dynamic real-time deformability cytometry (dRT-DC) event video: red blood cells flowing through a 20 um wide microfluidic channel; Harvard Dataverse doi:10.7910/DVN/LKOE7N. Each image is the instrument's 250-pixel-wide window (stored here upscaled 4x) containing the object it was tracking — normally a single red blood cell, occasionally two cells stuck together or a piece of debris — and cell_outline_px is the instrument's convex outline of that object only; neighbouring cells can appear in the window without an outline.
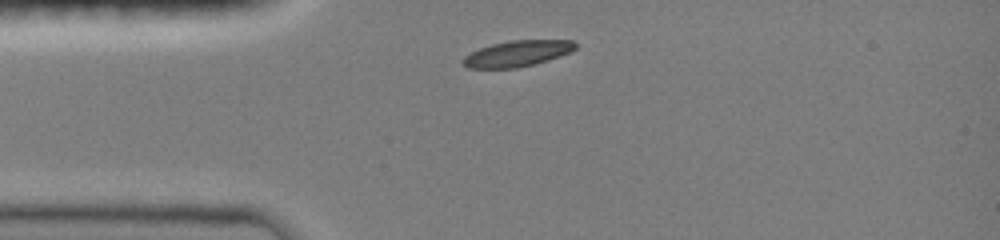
{"species": "common noctule bat (a hibernating species)", "species_latin": "Nyctalus noctula", "temperature_condition": "room temperature", "stored_images_in_passage": 3, "camera_frame_rate_fps": 3000, "um_per_image_px": 0.085, "animal": {"sex": "female", "body_mass_g": 19.0, "forearm_length_mm": 51.5}, "frame": {"image": 1, "passage_image": 1, "time_ms": 0.0, "image_size_px": [1000, 240], "cell_outline_px": [[576, 48], [560, 56], [548, 60], [516, 68], [468, 68], [460, 60], [464, 56], [480, 48], [492, 44], [512, 40], [572, 40], [576, 44]], "centroid_in_image_um": [43.94, 4.55], "position_along_channel_um": 41.1, "area_um2": 16.82}}
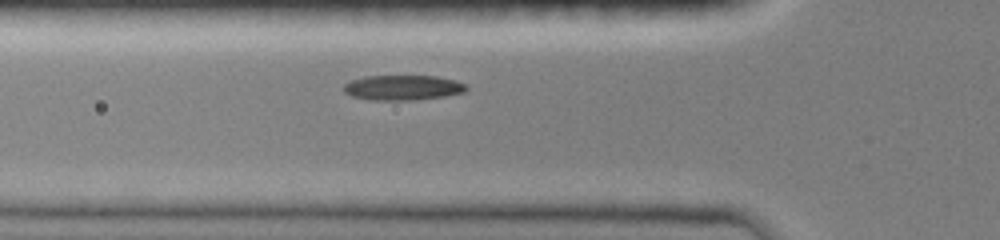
{"frame": {"image": 2, "passage_image": 3, "time_ms": 1.667, "image_size_px": [1000, 240], "cell_outline_px": [[468, 88], [464, 92], [444, 96], [408, 100], [372, 100], [352, 96], [344, 92], [340, 88], [344, 84], [352, 80], [364, 76], [436, 76], [456, 80], [468, 84]], "centroid_in_image_um": [34.23, 7.44], "position_along_channel_um": 91.6, "area_um2": 17.98}}